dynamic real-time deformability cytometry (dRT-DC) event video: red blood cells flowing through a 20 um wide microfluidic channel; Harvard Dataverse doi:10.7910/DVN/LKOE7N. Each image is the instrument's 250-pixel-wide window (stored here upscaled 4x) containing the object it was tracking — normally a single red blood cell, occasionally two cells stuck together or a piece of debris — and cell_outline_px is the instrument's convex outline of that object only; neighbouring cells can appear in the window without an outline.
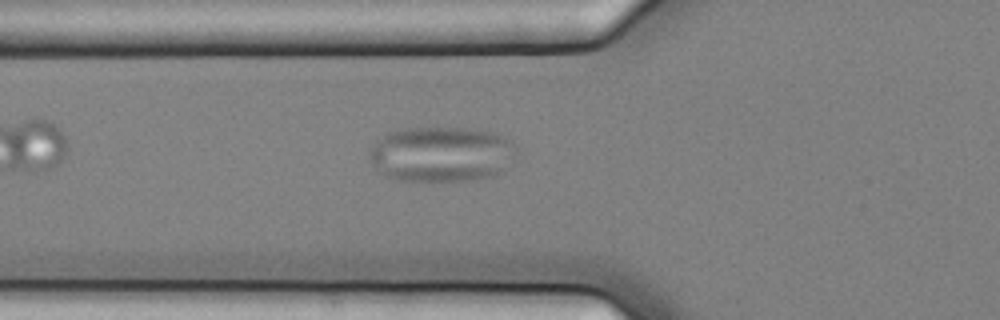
{"species": "common noctule bat (a hibernating species)", "species_latin": "Nyctalus noctula", "temperature_condition": "cold", "stored_images_in_passage": 6, "camera_frame_rate_fps": 3000, "um_per_image_px": 0.085, "animal": {"sex": "female", "body_mass_g": 25.1}, "frame": {"image": 1, "passage_image": 6, "time_ms": 1.667, "image_size_px": [1000, 320], "cell_outline_px": [[520, 152], [504, 172], [492, 176], [468, 180], [400, 180], [388, 176], [380, 172], [372, 164], [368, 156], [376, 140], [388, 132], [404, 128], [436, 124], [468, 128], [492, 132], [512, 140], [516, 144]], "centroid_in_image_um": [37.59, 13.05], "position_along_channel_um": 88.2, "area_um2": 48.73}}